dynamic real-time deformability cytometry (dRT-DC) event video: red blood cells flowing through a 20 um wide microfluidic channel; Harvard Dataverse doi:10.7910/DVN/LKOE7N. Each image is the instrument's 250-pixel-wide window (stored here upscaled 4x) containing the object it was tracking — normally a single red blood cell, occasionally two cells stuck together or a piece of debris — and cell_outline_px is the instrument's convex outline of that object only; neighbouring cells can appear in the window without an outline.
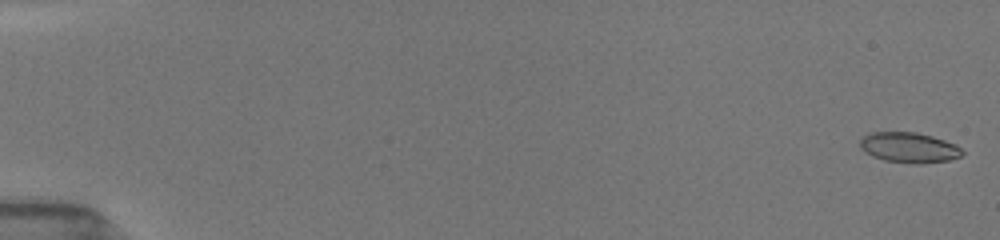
{"species": "common noctule bat (a hibernating species)", "species_latin": "Nyctalus noctula", "temperature_condition": "room temperature", "stored_images_in_passage": 42, "camera_frame_rate_fps": 3000, "um_per_image_px": 0.085, "animal": {"sex": "female", "body_mass_g": 19.5, "forearm_length_mm": 54.1}, "frame": {"image": 1, "passage_image": 1, "time_ms": 0.0, "image_size_px": [1000, 240], "cell_outline_px": [[964, 152], [960, 156], [948, 160], [920, 164], [912, 164], [884, 160], [872, 156], [864, 152], [860, 148], [860, 136], [868, 132], [916, 132], [932, 136], [956, 144]], "centroid_in_image_um": [77.21, 12.53], "position_along_channel_um": 7.8, "area_um2": 18.26}}
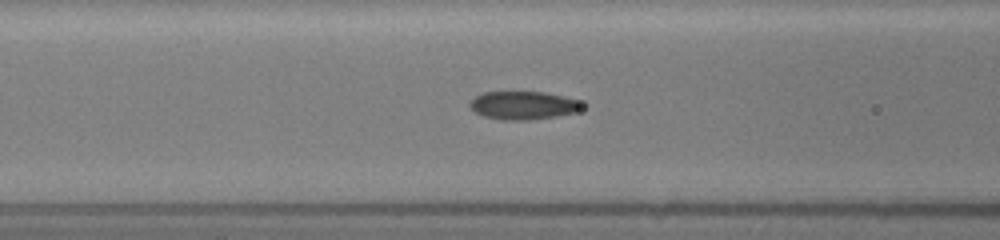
{"frame": {"image": 2, "passage_image": 17, "time_ms": 7.333, "image_size_px": [1000, 240], "cell_outline_px": [[584, 108], [576, 112], [556, 116], [528, 120], [500, 120], [484, 116], [476, 112], [468, 104], [476, 96], [484, 92], [544, 92], [564, 96], [580, 100], [584, 104]], "centroid_in_image_um": [44.53, 8.95], "position_along_channel_um": 122.1, "area_um2": 18.5}}
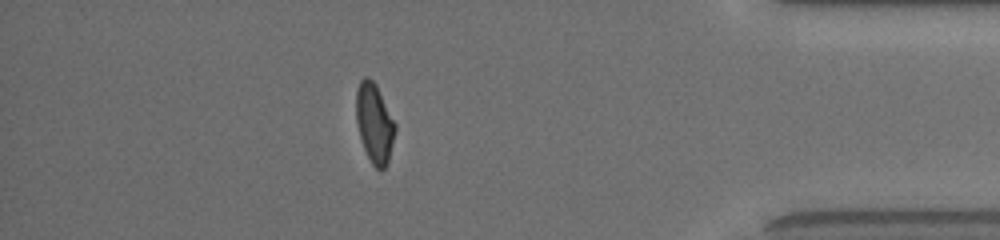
{"frame": {"image": 3, "passage_image": 37, "time_ms": 15.333, "image_size_px": [1000, 240], "cell_outline_px": [[396, 132], [388, 160], [384, 168], [380, 172], [372, 164], [360, 140], [356, 120], [356, 92], [360, 80], [364, 76], [368, 76], [376, 84], [396, 124]], "centroid_in_image_um": [31.82, 10.46], "position_along_channel_um": 403.4, "area_um2": 18.15}, "authors_computed_cell_mechanics": {"area_um2": 18.4671, "velocity_mm_per_s": 3.9369, "shape_relaxation_time_tau1_ms": 4.0892, "shape_relaxation_time_tau2_ms": 0.9151, "deformation_change_tau1": 0.1615, "deformation_change_tau2": 0.064}}